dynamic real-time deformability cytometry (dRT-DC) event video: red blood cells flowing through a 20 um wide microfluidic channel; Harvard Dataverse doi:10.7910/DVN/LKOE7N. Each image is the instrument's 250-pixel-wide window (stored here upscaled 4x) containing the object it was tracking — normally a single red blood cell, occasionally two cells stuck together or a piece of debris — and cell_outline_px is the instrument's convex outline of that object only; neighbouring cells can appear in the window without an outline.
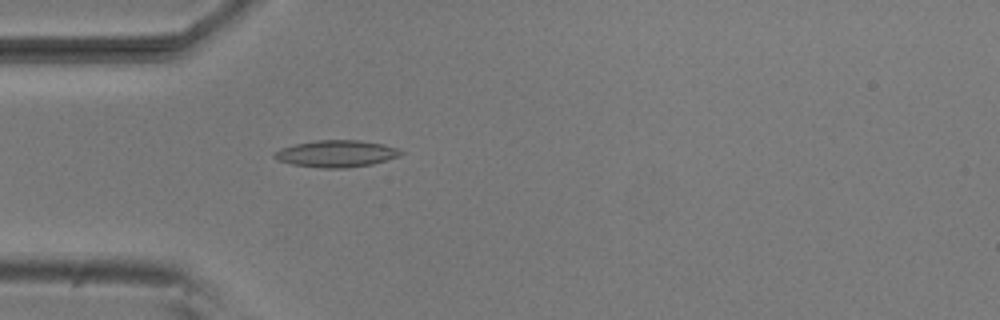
{"species": "common noctule bat (a hibernating species)", "species_latin": "Nyctalus noctula", "temperature_condition": "room temperature", "stored_images_in_passage": 52, "camera_frame_rate_fps": 3000, "um_per_image_px": 0.085, "animal": {"sex": "male", "body_mass_g": 20.5, "forearm_length_mm": 52.5}, "frame": {"image": 1, "passage_image": 15, "time_ms": 4.667, "image_size_px": [1000, 320], "cell_outline_px": [[404, 152], [400, 156], [372, 164], [348, 168], [320, 168], [292, 164], [276, 160], [272, 156], [280, 148], [296, 144], [316, 140], [360, 140], [380, 144], [396, 148]], "centroid_in_image_um": [28.57, 13.07], "position_along_channel_um": 56.4, "area_um2": 19.71}}
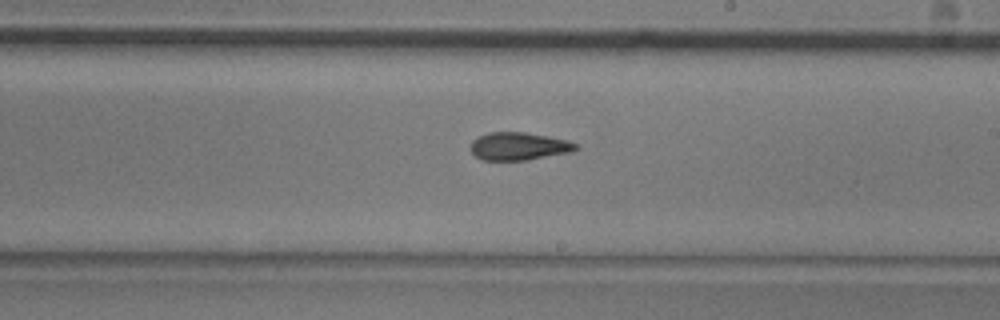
{"frame": {"image": 2, "passage_image": 30, "time_ms": 9.667, "image_size_px": [1000, 320], "cell_outline_px": [[580, 148], [572, 152], [528, 160], [480, 160], [472, 152], [472, 140], [488, 132], [524, 132], [548, 136], [568, 140], [576, 144]], "centroid_in_image_um": [44.13, 12.43], "position_along_channel_um": 244.9, "area_um2": 17.11}}
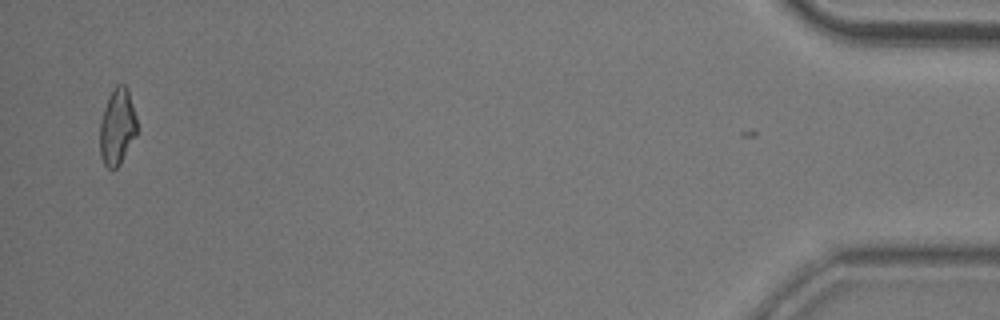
{"frame": {"image": 3, "passage_image": 51, "time_ms": 16.667, "image_size_px": [1000, 320], "cell_outline_px": [[136, 136], [120, 164], [116, 168], [108, 168], [104, 164], [100, 156], [100, 120], [108, 96], [116, 84], [124, 84], [128, 88], [136, 116]], "centroid_in_image_um": [9.96, 10.76], "position_along_channel_um": 425.2, "area_um2": 16.59}, "authors_computed_cell_mechanics": {"area_um2": 17.5134, "velocity_mm_per_s": 3.8315, "shape_relaxation_time_tau1_ms": 6.6694, "shape_relaxation_time_tau2_ms": 2.9242, "deformation_change_tau1": 0.1731, "deformation_change_tau2": 0.1008}}